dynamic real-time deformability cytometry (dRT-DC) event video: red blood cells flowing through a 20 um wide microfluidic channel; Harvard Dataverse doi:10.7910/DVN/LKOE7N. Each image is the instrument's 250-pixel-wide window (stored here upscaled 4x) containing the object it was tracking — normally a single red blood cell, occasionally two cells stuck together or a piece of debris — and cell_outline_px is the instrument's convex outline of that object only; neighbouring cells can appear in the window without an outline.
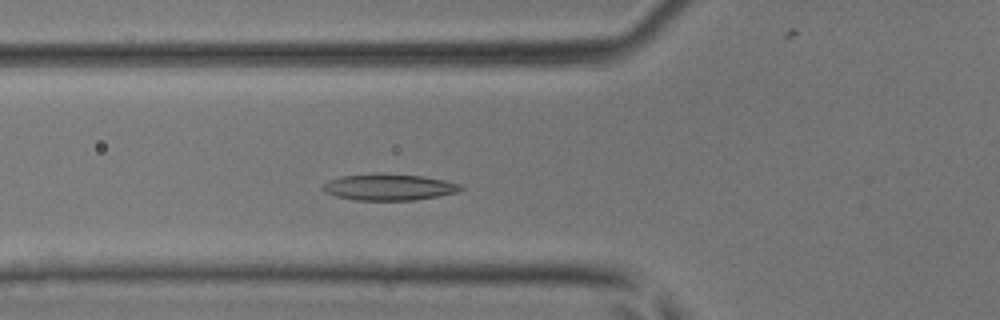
{"species": "common noctule bat (a hibernating species)", "species_latin": "Nyctalus noctula", "temperature_condition": "room temperature", "stored_images_in_passage": 42, "camera_frame_rate_fps": 3000, "um_per_image_px": 0.085, "animal": {"sex": "male", "body_mass_g": 17.9, "forearm_length_mm": 54.2}, "frame": {"image": 1, "passage_image": 12, "time_ms": 3.667, "image_size_px": [1000, 320], "cell_outline_px": [[464, 188], [460, 192], [412, 200], [356, 200], [336, 196], [324, 192], [320, 188], [328, 180], [340, 176], [420, 176], [444, 180], [460, 184]], "centroid_in_image_um": [33.06, 15.95], "position_along_channel_um": 92.7, "area_um2": 20.23}}
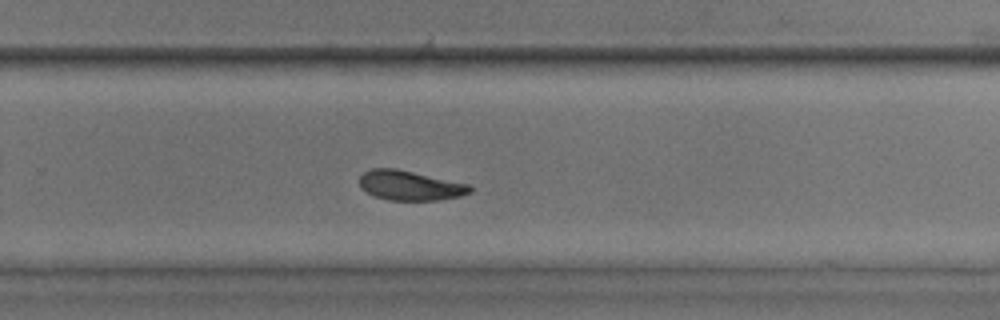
{"frame": {"image": 2, "passage_image": 26, "time_ms": 8.333, "image_size_px": [1000, 320], "cell_outline_px": [[472, 192], [460, 196], [440, 200], [388, 200], [372, 196], [360, 188], [360, 176], [364, 172], [372, 168], [396, 168], [472, 184]], "centroid_in_image_um": [34.87, 15.76], "position_along_channel_um": 294.9, "area_um2": 19.48}}
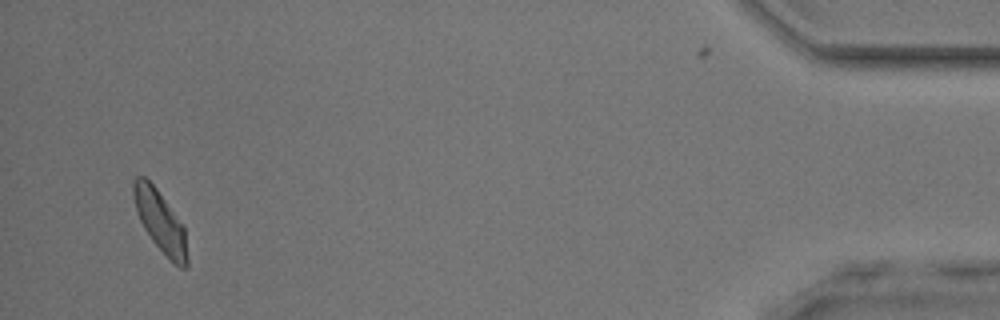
{"frame": {"image": 3, "passage_image": 40, "time_ms": 13.0, "image_size_px": [1000, 320], "cell_outline_px": [[188, 268], [180, 268], [152, 240], [144, 228], [136, 212], [132, 192], [132, 184], [136, 176], [144, 176], [156, 188], [184, 224], [188, 260]], "centroid_in_image_um": [13.63, 18.79], "position_along_channel_um": 421.6, "area_um2": 19.13}}